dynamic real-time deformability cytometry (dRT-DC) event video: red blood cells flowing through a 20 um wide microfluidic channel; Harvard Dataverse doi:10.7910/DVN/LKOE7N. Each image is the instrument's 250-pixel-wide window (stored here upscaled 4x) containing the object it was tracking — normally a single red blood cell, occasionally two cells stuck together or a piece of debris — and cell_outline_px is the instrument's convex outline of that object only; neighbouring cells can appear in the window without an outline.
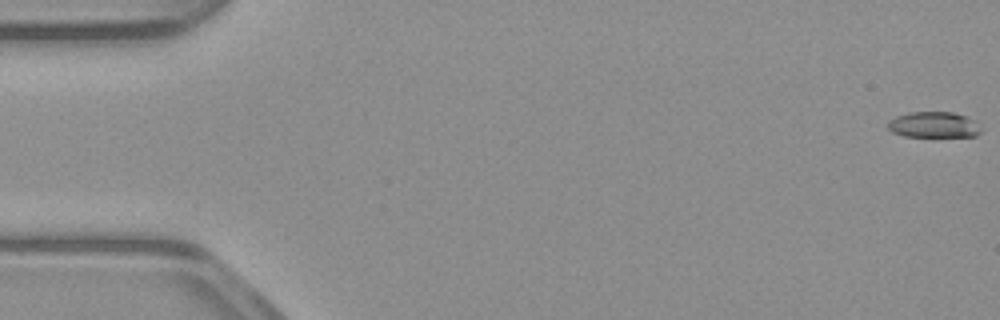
{"species": "common noctule bat (a hibernating species)", "species_latin": "Nyctalus noctula", "temperature_condition": "warm", "stored_images_in_passage": 53, "camera_frame_rate_fps": 3000, "um_per_image_px": 0.085, "animal": {"sex": "male", "body_mass_g": 23.1, "forearm_length_mm": 52.7}, "frame": {"image": 1, "passage_image": 1, "time_ms": 0.0, "image_size_px": [1000, 320], "cell_outline_px": [[980, 132], [976, 136], [904, 136], [892, 132], [888, 128], [888, 120], [896, 116], [908, 112], [952, 112], [968, 116], [976, 120]], "centroid_in_image_um": [79.36, 10.59], "position_along_channel_um": 5.6, "area_um2": 14.05}}
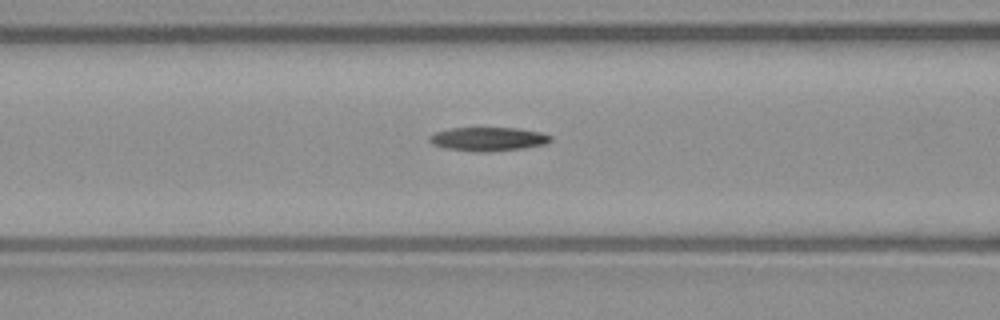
{"frame": {"image": 2, "passage_image": 22, "time_ms": 7.0, "image_size_px": [1000, 320], "cell_outline_px": [[552, 140], [544, 144], [524, 148], [488, 152], [472, 152], [444, 148], [432, 144], [428, 140], [428, 136], [436, 132], [452, 128], [520, 128], [540, 132], [552, 136]], "centroid_in_image_um": [41.47, 11.82], "position_along_channel_um": 125.1, "area_um2": 16.94}}
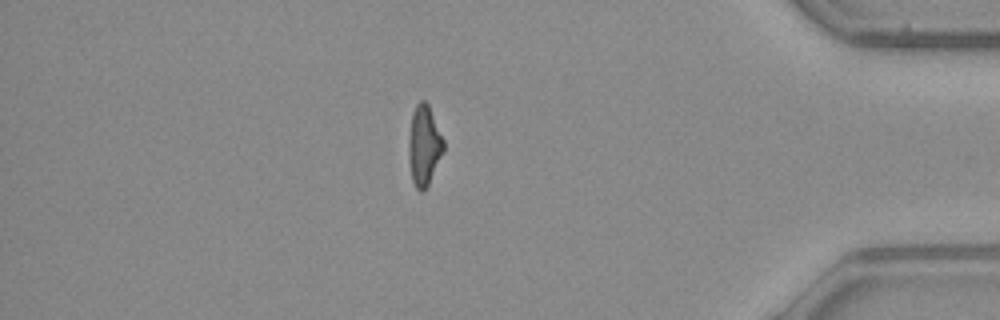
{"frame": {"image": 3, "passage_image": 46, "time_ms": 15.0, "image_size_px": [1000, 320], "cell_outline_px": [[444, 152], [424, 192], [420, 192], [416, 188], [412, 180], [408, 156], [408, 140], [412, 112], [416, 104], [420, 100], [424, 100], [428, 104], [444, 140]], "centroid_in_image_um": [36.04, 12.37], "position_along_channel_um": 399.2, "area_um2": 16.42}, "authors_computed_cell_mechanics": {"area_um2": 16.4152, "velocity_mm_per_s": 3.9402, "shape_relaxation_time_tau1_ms": 9.1584, "shape_relaxation_time_tau2_ms": 5.0166, "deformation_change_tau1": 0.2924, "deformation_change_tau2": 0.1643}}